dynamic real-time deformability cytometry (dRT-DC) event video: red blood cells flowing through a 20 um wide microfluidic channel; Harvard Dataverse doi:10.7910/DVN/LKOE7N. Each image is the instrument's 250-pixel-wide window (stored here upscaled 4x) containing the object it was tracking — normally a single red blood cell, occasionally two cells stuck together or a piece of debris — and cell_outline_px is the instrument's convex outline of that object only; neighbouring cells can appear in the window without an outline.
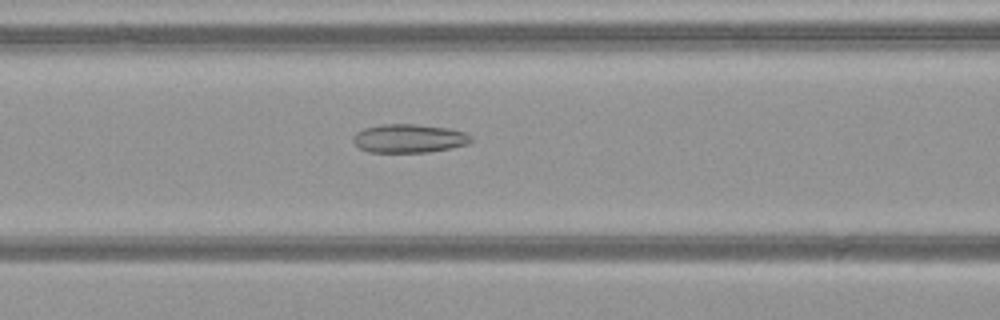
{"species": "common noctule bat (a hibernating species)", "species_latin": "Nyctalus noctula", "temperature_condition": "warm", "stored_images_in_passage": 52, "camera_frame_rate_fps": 3000, "um_per_image_px": 0.085, "animal": {"sex": "female", "body_mass_g": 21.9}, "frame": {"image": 1, "passage_image": 23, "time_ms": 7.333, "image_size_px": [1000, 320], "cell_outline_px": [[472, 140], [468, 144], [452, 148], [428, 152], [368, 152], [360, 148], [352, 140], [352, 136], [356, 132], [364, 128], [384, 124], [416, 124], [448, 128], [464, 132], [472, 136]], "centroid_in_image_um": [34.77, 11.77], "position_along_channel_um": 131.8, "area_um2": 19.71}}
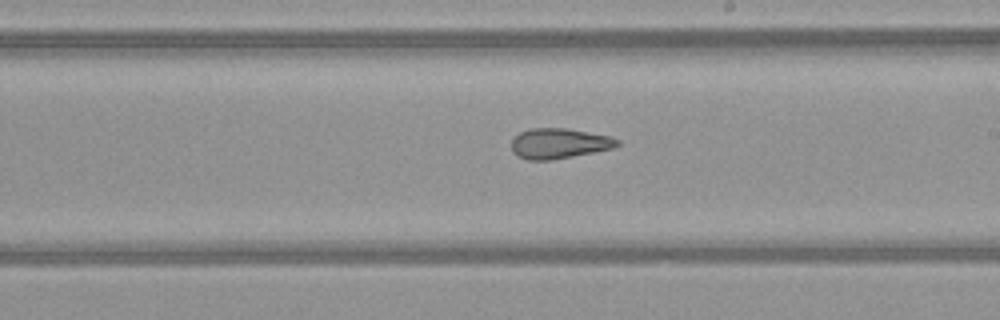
{"frame": {"image": 2, "passage_image": 31, "time_ms": 10.0, "image_size_px": [1000, 320], "cell_outline_px": [[620, 144], [612, 148], [552, 160], [528, 160], [516, 156], [512, 152], [512, 140], [520, 132], [532, 128], [568, 128], [612, 136], [620, 140]], "centroid_in_image_um": [47.52, 12.19], "position_along_channel_um": 241.5, "area_um2": 18.73}}
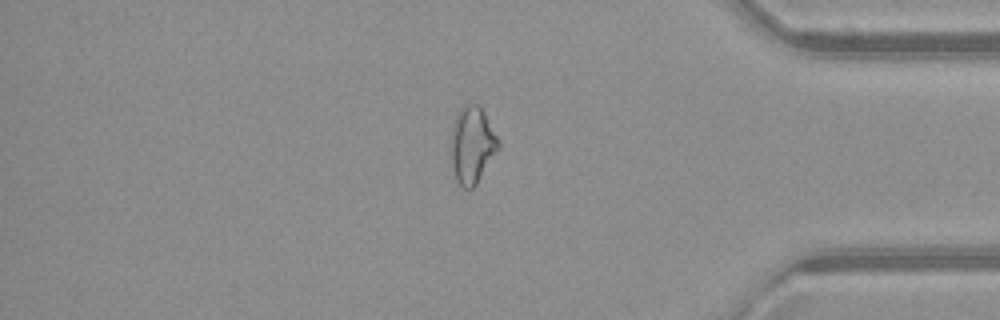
{"frame": {"image": 3, "passage_image": 44, "time_ms": 14.333, "image_size_px": [1000, 320], "cell_outline_px": [[500, 148], [476, 184], [472, 188], [464, 188], [456, 180], [452, 164], [452, 124], [460, 108], [464, 104], [472, 100], [480, 104], [500, 144]], "centroid_in_image_um": [40.14, 12.26], "position_along_channel_um": 395.1, "area_um2": 21.15}, "authors_computed_cell_mechanics": {"area_um2": 22.4842, "velocity_mm_per_s": 4.1117, "shape_relaxation_time_tau1_ms": null, "shape_relaxation_time_tau2_ms": 2.6133, "deformation_change_tau1": null, "deformation_change_tau2": 0.1234}}